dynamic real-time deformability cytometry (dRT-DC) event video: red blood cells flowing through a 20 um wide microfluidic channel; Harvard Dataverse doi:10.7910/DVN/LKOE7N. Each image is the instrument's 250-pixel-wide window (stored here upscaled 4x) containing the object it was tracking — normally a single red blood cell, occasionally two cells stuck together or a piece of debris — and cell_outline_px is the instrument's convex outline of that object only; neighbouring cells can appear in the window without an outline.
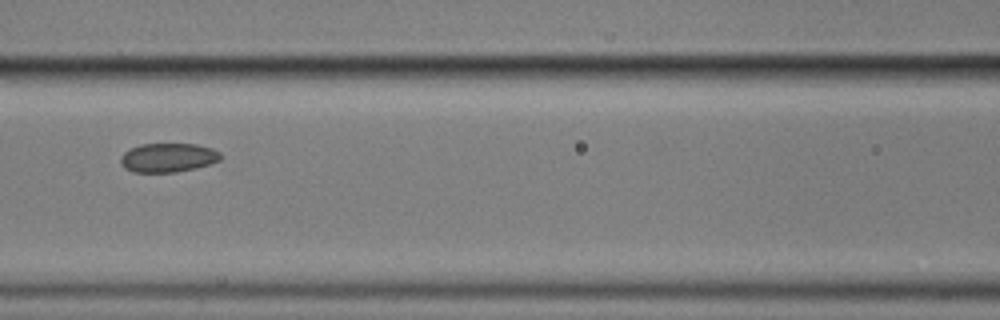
{"species": "common noctule bat (a hibernating species)", "species_latin": "Nyctalus noctula", "temperature_condition": "cold", "stored_images_in_passage": 4, "camera_frame_rate_fps": 3000, "um_per_image_px": 0.085, "animal": {"sex": "male", "body_mass_g": 17.9}, "frame": {"image": 1, "passage_image": 4, "time_ms": 3.667, "image_size_px": [1000, 320], "cell_outline_px": [[224, 156], [220, 160], [196, 168], [176, 172], [132, 172], [124, 168], [120, 164], [120, 156], [124, 152], [140, 144], [196, 144], [212, 148], [220, 152]], "centroid_in_image_um": [14.28, 13.4], "position_along_channel_um": 152.3, "area_um2": 17.05}}